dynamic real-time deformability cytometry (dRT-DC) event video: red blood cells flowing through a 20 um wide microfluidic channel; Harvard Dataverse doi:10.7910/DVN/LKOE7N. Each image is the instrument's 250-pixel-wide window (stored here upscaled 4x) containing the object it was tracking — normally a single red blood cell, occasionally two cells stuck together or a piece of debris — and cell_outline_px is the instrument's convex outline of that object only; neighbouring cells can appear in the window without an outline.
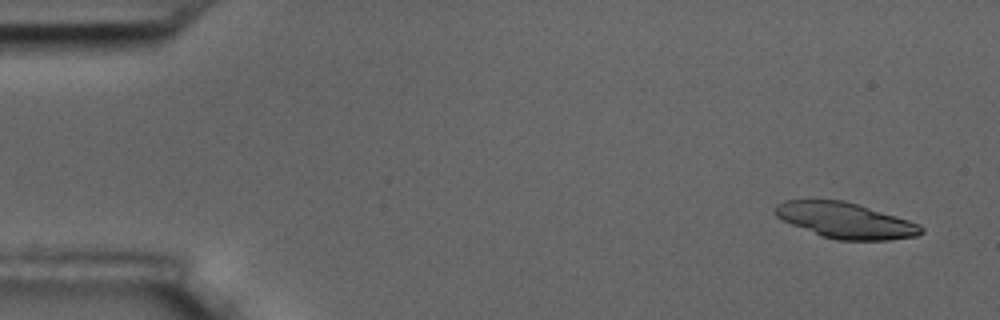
{"species": "common noctule bat (a hibernating species)", "species_latin": "Nyctalus noctula", "temperature_condition": "room temperature", "stored_images_in_passage": 5, "camera_frame_rate_fps": 3000, "um_per_image_px": 0.085, "animal": {"sex": "male", "body_mass_g": 17.5, "forearm_length_mm": 52.3}, "frame": {"image": 1, "passage_image": 1, "time_ms": 0.0, "image_size_px": [1000, 320], "cell_outline_px": [[924, 232], [916, 236], [888, 240], [836, 240], [820, 236], [780, 220], [776, 216], [772, 208], [776, 204], [784, 200], [844, 200], [908, 220], [920, 224], [924, 228]], "centroid_in_image_um": [71.81, 18.74], "position_along_channel_um": 13.2, "area_um2": 30.46}}